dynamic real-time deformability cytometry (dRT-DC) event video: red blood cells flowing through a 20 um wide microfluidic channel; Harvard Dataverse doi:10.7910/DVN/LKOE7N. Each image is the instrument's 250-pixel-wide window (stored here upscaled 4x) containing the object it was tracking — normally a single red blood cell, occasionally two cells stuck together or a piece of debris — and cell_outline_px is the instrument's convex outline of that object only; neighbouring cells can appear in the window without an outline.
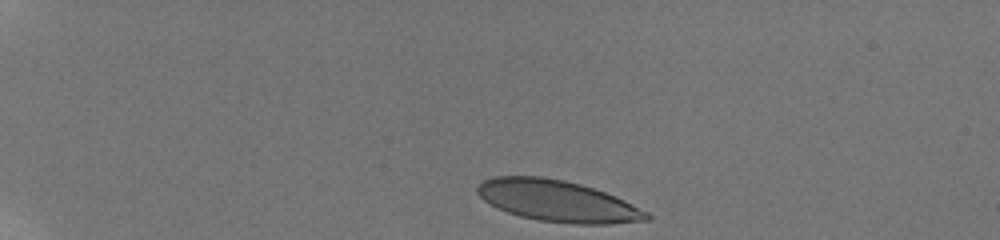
{"species": "human", "species_latin": "Homo sapiens", "temperature_condition": "room temperature", "stored_images_in_passage": 14, "camera_frame_rate_fps": 3000, "um_per_image_px": 0.085, "donor": {"sex": "male"}, "frame": {"image": 1, "passage_image": 1, "time_ms": 0.0, "image_size_px": [1000, 240], "cell_outline_px": [[652, 220], [608, 224], [572, 224], [540, 220], [520, 216], [496, 208], [484, 200], [476, 192], [476, 188], [484, 180], [496, 176], [540, 176], [564, 180], [580, 184], [616, 196], [648, 212], [652, 216]], "centroid_in_image_um": [47.41, 17.09], "position_along_channel_um": 37.6, "area_um2": 40.75}}
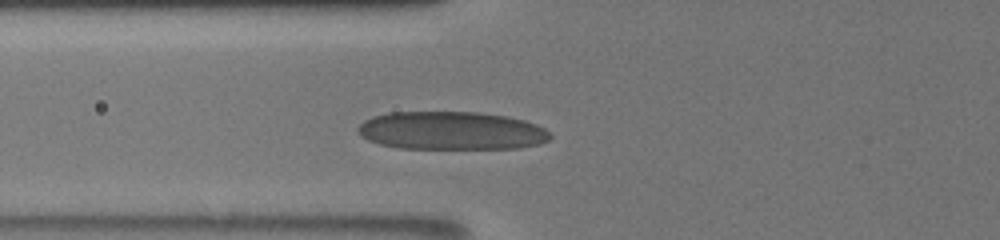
{"frame": {"image": 2, "passage_image": 12, "time_ms": 3.667, "image_size_px": [1000, 240], "cell_outline_px": [[552, 136], [548, 140], [540, 144], [520, 148], [400, 148], [380, 144], [368, 140], [360, 136], [356, 132], [356, 128], [364, 120], [372, 116], [388, 112], [480, 112], [508, 116], [524, 120], [536, 124], [544, 128]], "centroid_in_image_um": [38.35, 11.1], "position_along_channel_um": 87.5, "area_um2": 43.06}}
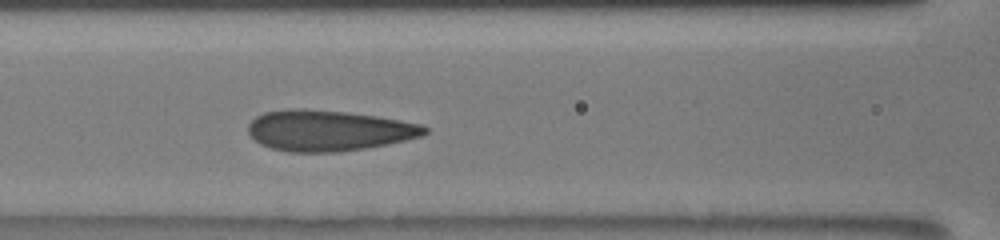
{"frame": {"image": 3, "passage_image": 14, "time_ms": 5.0, "image_size_px": [1000, 240], "cell_outline_px": [[428, 132], [420, 136], [388, 144], [364, 148], [336, 152], [288, 152], [272, 148], [260, 144], [248, 132], [248, 124], [256, 116], [264, 112], [300, 108], [348, 112], [376, 116], [400, 120], [420, 124], [428, 128]], "centroid_in_image_um": [27.91, 11.09], "position_along_channel_um": 138.7, "area_um2": 41.73}}